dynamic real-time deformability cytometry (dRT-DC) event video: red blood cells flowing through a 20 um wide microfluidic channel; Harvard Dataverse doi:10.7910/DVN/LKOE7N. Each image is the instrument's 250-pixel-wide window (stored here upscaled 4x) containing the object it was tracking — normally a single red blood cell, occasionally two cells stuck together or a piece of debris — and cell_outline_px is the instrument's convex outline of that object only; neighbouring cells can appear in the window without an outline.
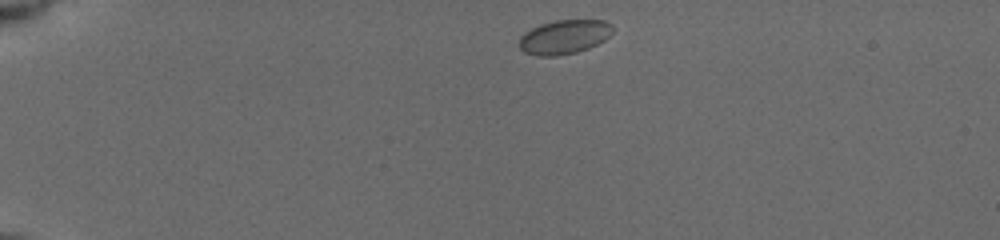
{"species": "common noctule bat (a hibernating species)", "species_latin": "Nyctalus noctula", "temperature_condition": "cold", "stored_images_in_passage": 52, "camera_frame_rate_fps": 3000, "um_per_image_px": 0.085, "animal": {"sex": "female", "body_mass_g": 19.5, "forearm_length_mm": 54.1}, "frame": {"image": 1, "passage_image": 1, "time_ms": 0.0, "image_size_px": [1000, 240], "cell_outline_px": [[612, 32], [604, 40], [588, 48], [576, 52], [556, 56], [536, 56], [524, 52], [520, 48], [520, 36], [524, 32], [540, 24], [556, 20], [604, 20], [612, 24]], "centroid_in_image_um": [47.94, 3.14], "position_along_channel_um": 37.1, "area_um2": 18.55}}
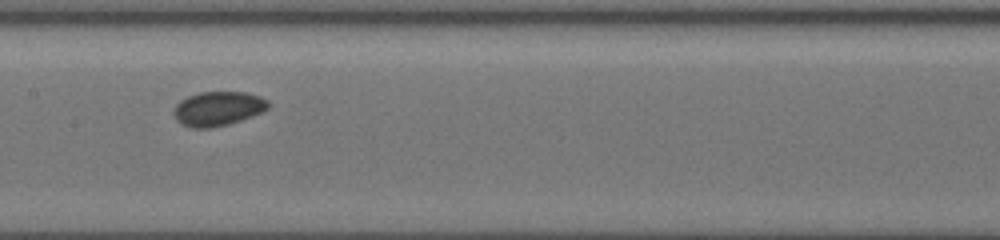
{"frame": {"image": 2, "passage_image": 19, "time_ms": 5.667, "image_size_px": [1000, 240], "cell_outline_px": [[268, 108], [260, 112], [240, 120], [228, 124], [208, 128], [192, 128], [176, 120], [172, 112], [176, 104], [180, 100], [188, 96], [200, 92], [248, 92], [260, 96], [268, 100]], "centroid_in_image_um": [18.5, 9.22], "position_along_channel_um": 188.9, "area_um2": 18.79}}
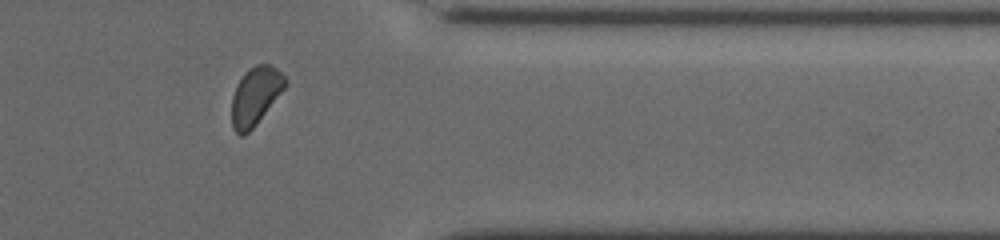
{"frame": {"image": 3, "passage_image": 40, "time_ms": 11.0, "image_size_px": [1000, 240], "cell_outline_px": [[288, 84], [256, 124], [244, 136], [240, 136], [232, 128], [232, 96], [236, 84], [244, 72], [256, 64], [268, 64], [276, 68], [288, 80]], "centroid_in_image_um": [21.7, 8.15], "position_along_channel_um": 389.7, "area_um2": 18.09}}